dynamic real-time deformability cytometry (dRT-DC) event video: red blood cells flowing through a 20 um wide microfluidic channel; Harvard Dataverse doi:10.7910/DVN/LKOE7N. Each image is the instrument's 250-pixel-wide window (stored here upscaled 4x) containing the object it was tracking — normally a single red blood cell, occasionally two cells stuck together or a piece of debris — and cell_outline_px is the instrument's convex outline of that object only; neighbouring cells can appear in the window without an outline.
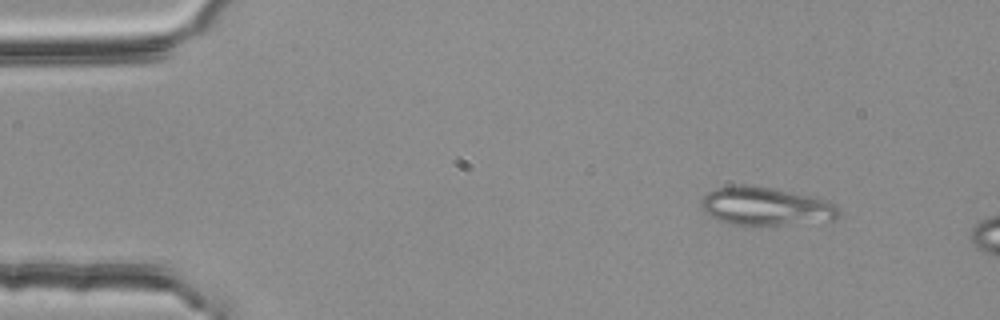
{"species": "common noctule bat (a hibernating species)", "species_latin": "Nyctalus noctula", "temperature_condition": "room temperature", "stored_images_in_passage": 3, "camera_frame_rate_fps": 3000, "um_per_image_px": 0.085, "animal": {"sex": "female", "body_mass_g": 25.1}, "frame": {"image": 1, "passage_image": 1, "time_ms": 0.0, "image_size_px": [1000, 320], "cell_outline_px": [[840, 216], [836, 220], [760, 228], [732, 224], [708, 216], [700, 208], [700, 200], [708, 192], [716, 188], [740, 184], [768, 188], [828, 200], [836, 204], [840, 208]], "centroid_in_image_um": [65.09, 17.6], "position_along_channel_um": 19.9, "area_um2": 31.5}}